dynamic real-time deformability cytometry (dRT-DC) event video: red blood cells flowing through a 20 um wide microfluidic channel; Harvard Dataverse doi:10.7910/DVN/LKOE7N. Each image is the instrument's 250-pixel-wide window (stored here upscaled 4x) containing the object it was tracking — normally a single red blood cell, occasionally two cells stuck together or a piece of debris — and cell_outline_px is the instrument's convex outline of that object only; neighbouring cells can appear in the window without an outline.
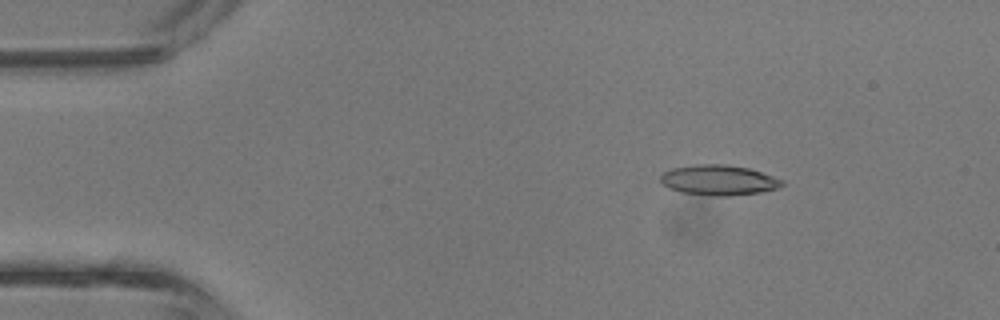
{"species": "common noctule bat (a hibernating species)", "species_latin": "Nyctalus noctula", "temperature_condition": "room temperature", "stored_images_in_passage": 3, "camera_frame_rate_fps": 3000, "um_per_image_px": 0.085, "animal": {"sex": "male", "body_mass_g": 13.3}, "frame": {"image": 1, "passage_image": 2, "time_ms": 0.333, "image_size_px": [1000, 320], "cell_outline_px": [[784, 184], [780, 188], [760, 192], [732, 196], [712, 196], [680, 192], [668, 188], [660, 180], [660, 176], [664, 172], [672, 168], [696, 164], [724, 164], [748, 168], [784, 180]], "centroid_in_image_um": [61.09, 15.32], "position_along_channel_um": 23.9, "area_um2": 21.5}}